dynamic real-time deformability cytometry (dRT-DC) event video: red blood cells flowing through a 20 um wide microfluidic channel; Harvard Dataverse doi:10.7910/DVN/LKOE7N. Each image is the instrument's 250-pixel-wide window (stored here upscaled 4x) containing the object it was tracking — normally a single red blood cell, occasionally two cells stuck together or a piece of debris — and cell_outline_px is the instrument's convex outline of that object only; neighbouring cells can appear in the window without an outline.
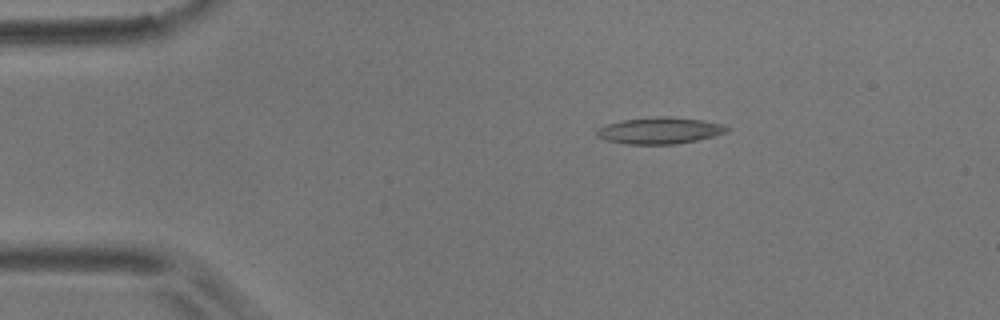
{"species": "common noctule bat (a hibernating species)", "species_latin": "Nyctalus noctula", "temperature_condition": "room temperature", "stored_images_in_passage": 4, "camera_frame_rate_fps": 3000, "um_per_image_px": 0.085, "animal": {"sex": "male", "body_mass_g": 17.9}, "frame": {"image": 1, "passage_image": 1, "time_ms": 0.0, "image_size_px": [1000, 320], "cell_outline_px": [[732, 128], [728, 132], [696, 140], [676, 144], [628, 144], [608, 140], [596, 136], [596, 132], [600, 128], [608, 124], [624, 120], [656, 116], [668, 116], [700, 120], [724, 124]], "centroid_in_image_um": [56.13, 11.09], "position_along_channel_um": 28.9, "area_um2": 19.94}}
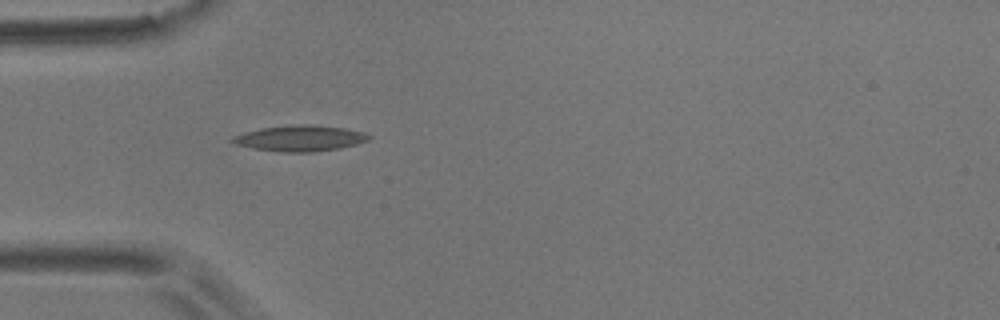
{"frame": {"image": 2, "passage_image": 3, "time_ms": 2.333, "image_size_px": [1000, 320], "cell_outline_px": [[372, 136], [368, 140], [356, 144], [340, 148], [312, 152], [280, 152], [252, 148], [236, 144], [228, 140], [232, 136], [244, 132], [260, 128], [304, 124], [308, 124], [344, 128], [364, 132]], "centroid_in_image_um": [25.48, 11.76], "position_along_channel_um": 59.5, "area_um2": 20.52}}
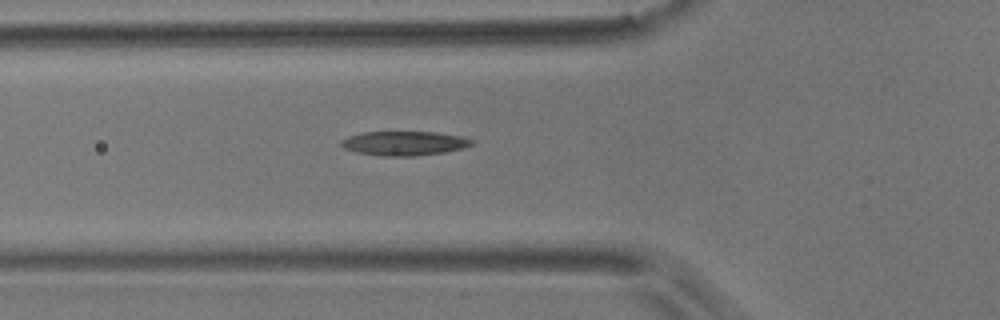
{"frame": {"image": 3, "passage_image": 4, "time_ms": 3.333, "image_size_px": [1000, 320], "cell_outline_px": [[476, 140], [472, 144], [464, 148], [444, 152], [416, 156], [380, 156], [356, 152], [344, 148], [340, 144], [340, 140], [348, 136], [364, 132], [436, 132], [460, 136]], "centroid_in_image_um": [34.36, 12.18], "position_along_channel_um": 91.4, "area_um2": 18.55}}